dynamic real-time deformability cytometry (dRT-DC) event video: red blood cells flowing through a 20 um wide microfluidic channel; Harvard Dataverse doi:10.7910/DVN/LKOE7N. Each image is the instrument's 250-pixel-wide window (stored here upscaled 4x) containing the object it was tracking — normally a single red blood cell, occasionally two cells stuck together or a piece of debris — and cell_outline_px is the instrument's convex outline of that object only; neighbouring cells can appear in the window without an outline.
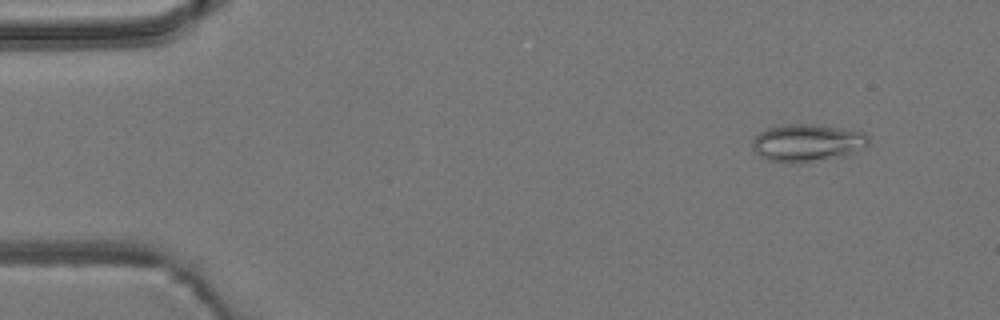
{"species": "common noctule bat (a hibernating species)", "species_latin": "Nyctalus noctula", "temperature_condition": "room temperature", "stored_images_in_passage": 4, "camera_frame_rate_fps": 3000, "um_per_image_px": 0.085, "animal": {"sex": "male", "body_mass_g": 19.2, "forearm_length_mm": 51.8}, "frame": {"image": 1, "passage_image": 1, "time_ms": 0.0, "image_size_px": [1000, 320], "cell_outline_px": [[868, 144], [844, 156], [812, 160], [768, 160], [760, 156], [752, 148], [752, 140], [760, 132], [768, 128], [784, 124], [816, 124], [864, 132], [868, 136]], "centroid_in_image_um": [68.6, 12.09], "position_along_channel_um": 16.4, "area_um2": 24.45}}